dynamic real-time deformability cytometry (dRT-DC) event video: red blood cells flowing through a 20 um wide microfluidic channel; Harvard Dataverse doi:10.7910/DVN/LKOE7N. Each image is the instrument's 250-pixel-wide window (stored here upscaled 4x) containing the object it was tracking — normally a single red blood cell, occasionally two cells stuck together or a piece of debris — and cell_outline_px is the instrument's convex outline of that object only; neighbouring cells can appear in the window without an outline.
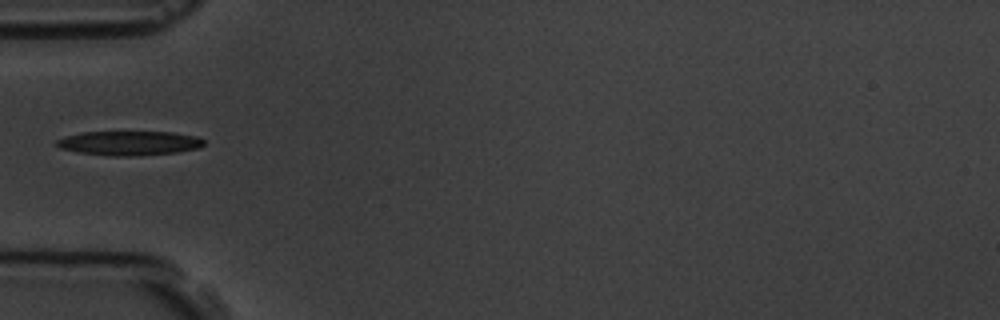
{"species": "common noctule bat (a hibernating species)", "species_latin": "Nyctalus noctula", "temperature_condition": "room temperature", "stored_images_in_passage": 10, "camera_frame_rate_fps": 3000, "um_per_image_px": 0.085, "animal": {"sex": "male", "body_mass_g": 19.5, "forearm_length_mm": 54.6}, "frame": {"image": 1, "passage_image": 6, "time_ms": 5.667, "image_size_px": [1000, 320], "cell_outline_px": [[204, 144], [200, 148], [176, 152], [140, 156], [112, 156], [76, 152], [60, 148], [56, 144], [56, 140], [68, 136], [84, 132], [172, 132], [196, 136], [204, 140]], "centroid_in_image_um": [11.01, 12.17], "position_along_channel_um": 74.0, "area_um2": 20.87}}
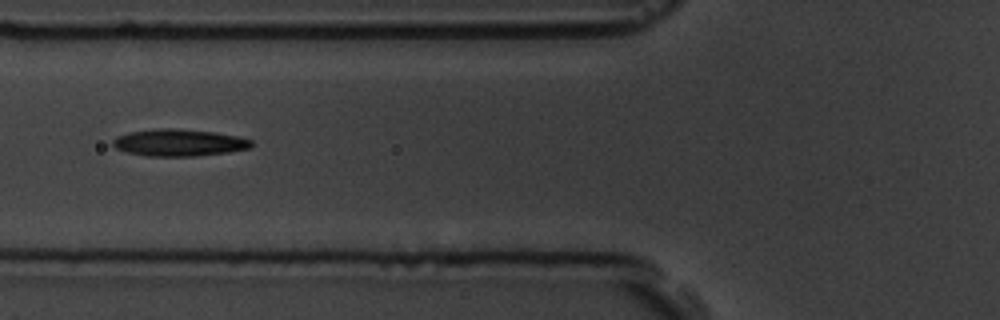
{"frame": {"image": 2, "passage_image": 7, "time_ms": 6.667, "image_size_px": [1000, 320], "cell_outline_px": [[252, 144], [248, 148], [228, 152], [196, 156], [148, 156], [128, 152], [116, 148], [112, 144], [112, 140], [116, 136], [132, 132], [156, 128], [176, 128], [212, 132], [236, 136], [252, 140]], "centroid_in_image_um": [15.19, 12.12], "position_along_channel_um": 110.6, "area_um2": 21.56}}
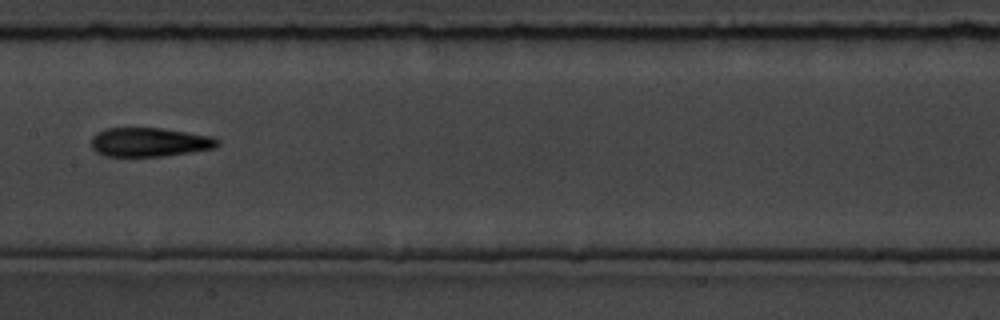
{"frame": {"image": 3, "passage_image": 9, "time_ms": 9.0, "image_size_px": [1000, 320], "cell_outline_px": [[220, 144], [216, 148], [164, 156], [104, 156], [96, 152], [92, 148], [92, 136], [96, 132], [104, 128], [160, 128], [188, 132], [212, 136], [220, 140]], "centroid_in_image_um": [12.71, 12.08], "position_along_channel_um": 194.7, "area_um2": 21.5}}